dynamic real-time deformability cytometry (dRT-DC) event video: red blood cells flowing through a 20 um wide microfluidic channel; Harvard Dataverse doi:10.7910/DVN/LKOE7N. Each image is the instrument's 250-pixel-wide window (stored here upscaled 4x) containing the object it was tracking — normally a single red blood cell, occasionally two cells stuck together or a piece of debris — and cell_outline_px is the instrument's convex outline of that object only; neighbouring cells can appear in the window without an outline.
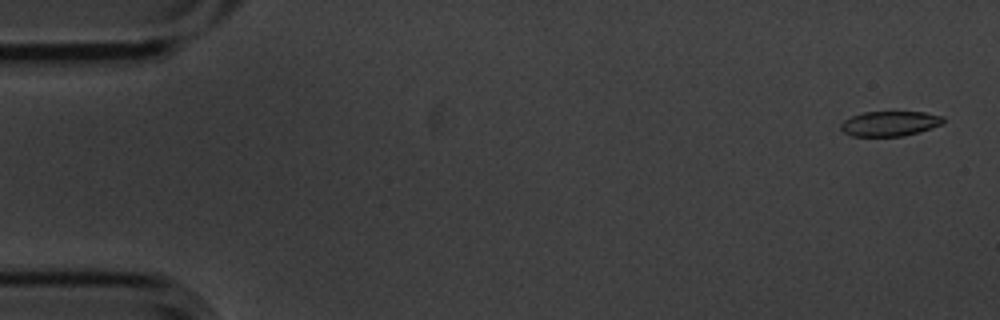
{"species": "common noctule bat (a hibernating species)", "species_latin": "Nyctalus noctula", "temperature_condition": "cold", "stored_images_in_passage": 4, "camera_frame_rate_fps": 3000, "um_per_image_px": 0.085, "animal": {"sex": "male", "body_mass_g": 20.1, "forearm_length_mm": 53.5}, "frame": {"image": 1, "passage_image": 1, "time_ms": 0.0, "image_size_px": [1000, 320], "cell_outline_px": [[944, 120], [940, 124], [932, 128], [920, 132], [904, 136], [852, 136], [844, 132], [840, 128], [840, 124], [844, 120], [852, 116], [864, 112], [924, 112], [944, 116]], "centroid_in_image_um": [75.64, 10.51], "position_along_channel_um": 9.4, "area_um2": 14.91}}